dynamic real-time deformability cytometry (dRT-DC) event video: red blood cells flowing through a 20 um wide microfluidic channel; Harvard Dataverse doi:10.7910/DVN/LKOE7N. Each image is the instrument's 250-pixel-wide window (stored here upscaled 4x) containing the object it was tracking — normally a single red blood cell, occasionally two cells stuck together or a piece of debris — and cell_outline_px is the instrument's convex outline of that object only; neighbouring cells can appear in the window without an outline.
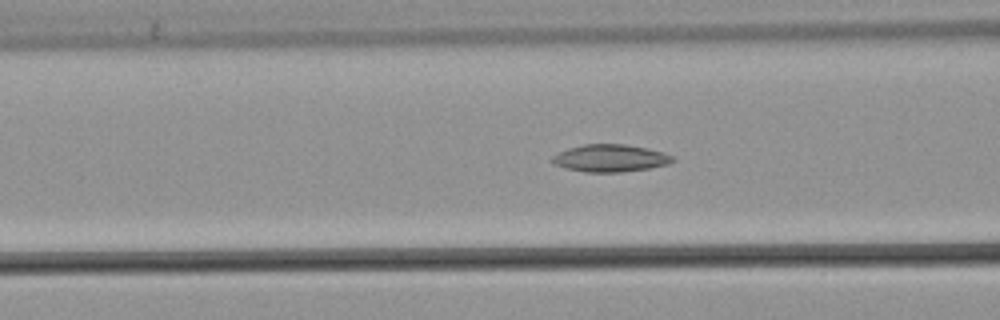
{"species": "common noctule bat (a hibernating species)", "species_latin": "Nyctalus noctula", "temperature_condition": "warm", "stored_images_in_passage": 41, "camera_frame_rate_fps": 3000, "um_per_image_px": 0.085, "animal": {"sex": "male", "body_mass_g": 21.5, "forearm_length_mm": 52.0}, "frame": {"image": 1, "passage_image": 11, "time_ms": 3.333, "image_size_px": [1000, 320], "cell_outline_px": [[676, 160], [668, 164], [648, 168], [620, 172], [584, 172], [564, 168], [552, 164], [548, 160], [552, 156], [568, 148], [584, 144], [624, 144], [648, 148], [664, 152], [672, 156]], "centroid_in_image_um": [51.83, 13.44], "position_along_channel_um": 114.8, "area_um2": 19.36}}
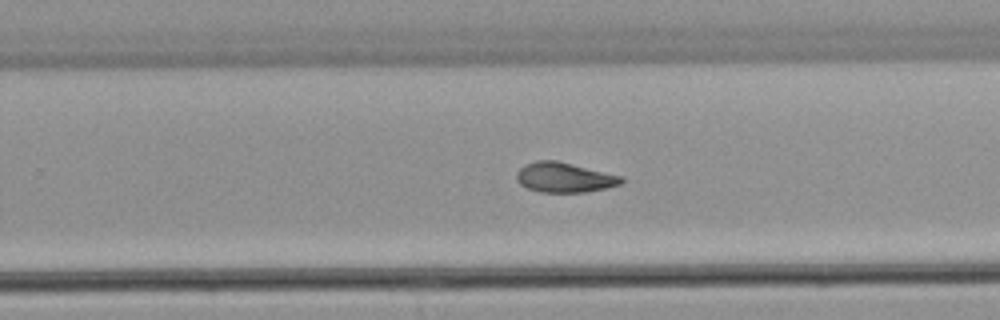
{"frame": {"image": 2, "passage_image": 24, "time_ms": 7.667, "image_size_px": [1000, 320], "cell_outline_px": [[624, 180], [620, 184], [604, 188], [584, 192], [540, 192], [528, 188], [520, 184], [516, 180], [516, 172], [524, 164], [536, 160], [556, 160], [620, 176]], "centroid_in_image_um": [47.9, 15.08], "position_along_channel_um": 281.9, "area_um2": 18.03}}
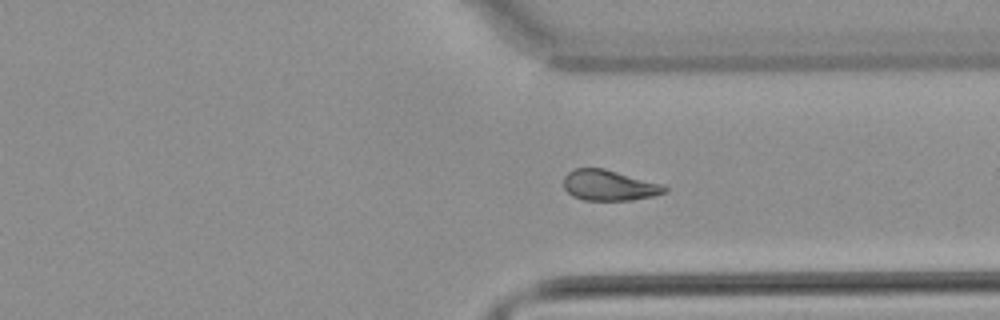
{"frame": {"image": 3, "passage_image": 30, "time_ms": 9.667, "image_size_px": [1000, 320], "cell_outline_px": [[668, 188], [664, 192], [652, 196], [628, 200], [584, 200], [572, 196], [564, 188], [564, 176], [572, 168], [604, 168], [660, 184]], "centroid_in_image_um": [51.7, 15.75], "position_along_channel_um": 359.7, "area_um2": 17.74}}